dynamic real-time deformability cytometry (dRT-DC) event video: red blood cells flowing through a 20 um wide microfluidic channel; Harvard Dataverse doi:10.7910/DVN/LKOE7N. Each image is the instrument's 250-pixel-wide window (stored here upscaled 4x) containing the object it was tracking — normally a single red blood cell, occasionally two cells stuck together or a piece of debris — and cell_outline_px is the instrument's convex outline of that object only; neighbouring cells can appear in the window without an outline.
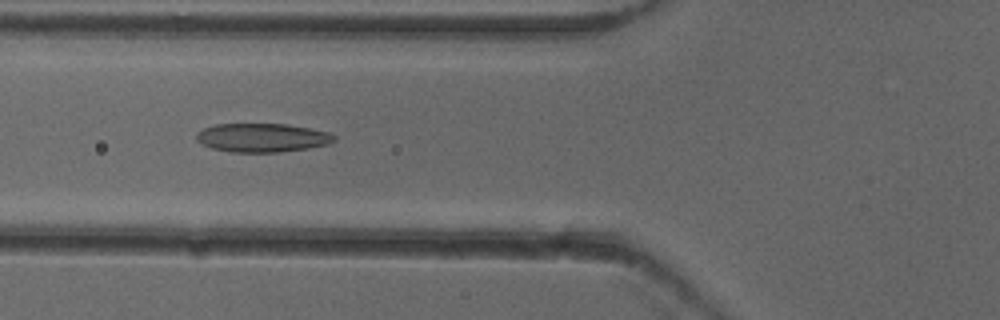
{"species": "common noctule bat (a hibernating species)", "species_latin": "Nyctalus noctula", "temperature_condition": "cold", "stored_images_in_passage": 48, "camera_frame_rate_fps": 3000, "um_per_image_px": 0.085, "animal": {"sex": "female"}, "frame": {"image": 1, "passage_image": 16, "time_ms": 5.0, "image_size_px": [1000, 320], "cell_outline_px": [[336, 140], [328, 144], [308, 148], [280, 152], [232, 152], [212, 148], [196, 140], [196, 132], [204, 128], [216, 124], [288, 124], [328, 132], [336, 136]], "centroid_in_image_um": [22.29, 11.7], "position_along_channel_um": 103.5, "area_um2": 23.0}}
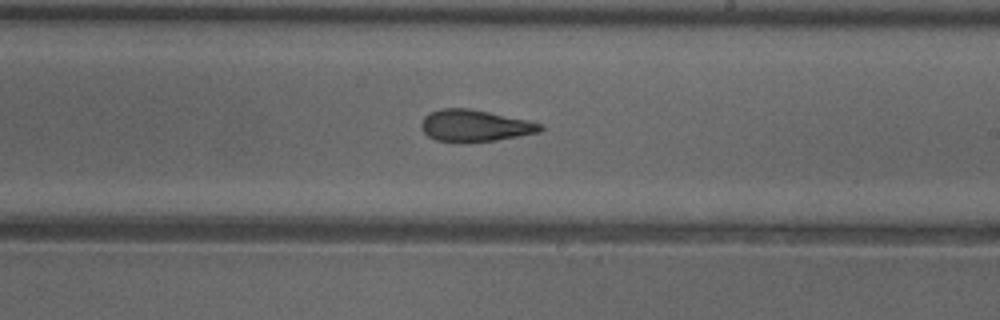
{"frame": {"image": 2, "passage_image": 27, "time_ms": 8.667, "image_size_px": [1000, 320], "cell_outline_px": [[544, 128], [540, 132], [496, 140], [436, 140], [428, 136], [420, 128], [420, 124], [424, 116], [440, 108], [468, 108], [528, 120], [544, 124]], "centroid_in_image_um": [40.38, 10.65], "position_along_channel_um": 248.6, "area_um2": 21.5}}
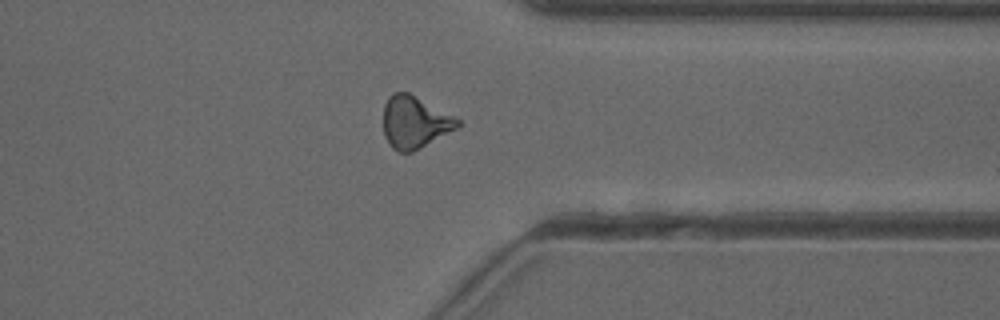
{"frame": {"image": 3, "passage_image": 37, "time_ms": 12.0, "image_size_px": [1000, 320], "cell_outline_px": [[460, 124], [456, 128], [412, 152], [400, 152], [392, 148], [388, 144], [384, 136], [384, 104], [388, 96], [392, 92], [408, 92], [456, 116], [460, 120]], "centroid_in_image_um": [35.22, 10.37], "position_along_channel_um": 376.2, "area_um2": 22.54}, "authors_computed_cell_mechanics": {"area_um2": 22.2241, "velocity_mm_per_s": 3.9418, "shape_relaxation_time_tau1_ms": 10.134, "shape_relaxation_time_tau2_ms": 2.8929, "deformation_change_tau1": 0.2144, "deformation_change_tau2": 0.1263}}